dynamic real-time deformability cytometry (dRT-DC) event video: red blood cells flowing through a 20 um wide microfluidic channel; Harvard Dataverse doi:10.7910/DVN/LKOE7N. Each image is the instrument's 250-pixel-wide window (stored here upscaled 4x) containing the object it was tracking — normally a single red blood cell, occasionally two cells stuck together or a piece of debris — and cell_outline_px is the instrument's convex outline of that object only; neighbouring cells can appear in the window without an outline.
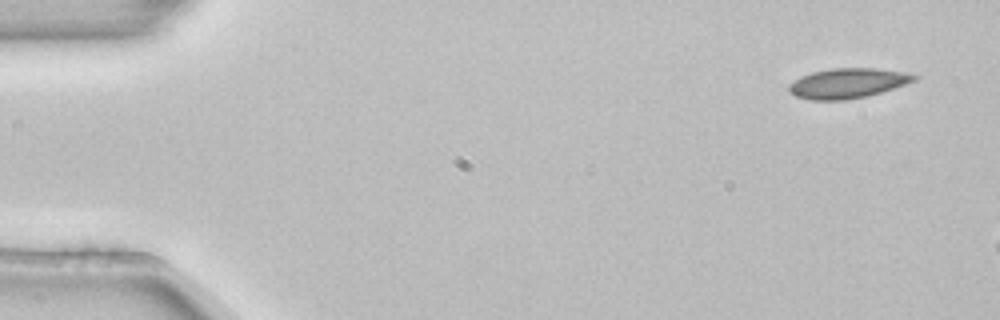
{"species": "common noctule bat (a hibernating species)", "species_latin": "Nyctalus noctula", "temperature_condition": "room temperature", "stored_images_in_passage": 3, "camera_frame_rate_fps": 3000, "um_per_image_px": 0.085, "animal": {"sex": "female", "body_mass_g": 22.7, "forearm_length_mm": 54.2}, "frame": {"image": 1, "passage_image": 1, "time_ms": 0.0, "image_size_px": [1000, 320], "cell_outline_px": [[920, 76], [916, 80], [868, 96], [844, 100], [812, 100], [796, 96], [788, 92], [788, 84], [800, 76], [812, 72], [832, 68], [876, 68], [908, 72]], "centroid_in_image_um": [72.04, 7.06], "position_along_channel_um": 13.0, "area_um2": 21.96}}